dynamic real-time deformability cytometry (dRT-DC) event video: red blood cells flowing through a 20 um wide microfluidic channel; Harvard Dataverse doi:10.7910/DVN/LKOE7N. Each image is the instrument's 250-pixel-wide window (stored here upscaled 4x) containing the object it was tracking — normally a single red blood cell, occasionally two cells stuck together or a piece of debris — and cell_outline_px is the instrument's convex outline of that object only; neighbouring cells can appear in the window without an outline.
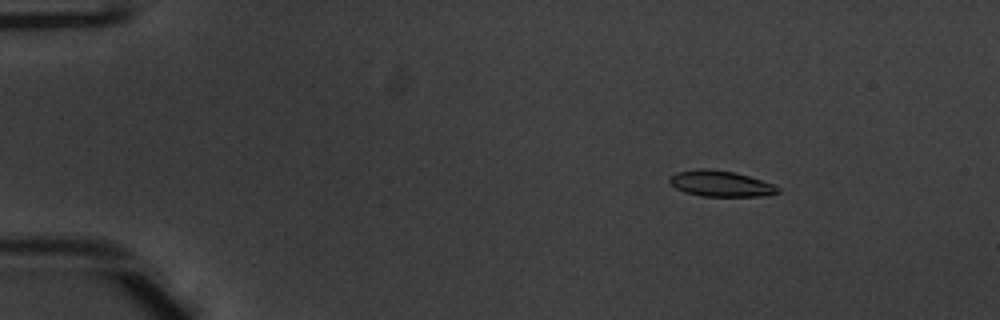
{"species": "common noctule bat (a hibernating species)", "species_latin": "Nyctalus noctula", "temperature_condition": "warm", "stored_images_in_passage": 46, "camera_frame_rate_fps": 3000, "um_per_image_px": 0.085, "animal": {"sex": "male", "body_mass_g": 20.1, "forearm_length_mm": 53.5}, "frame": {"image": 1, "passage_image": 2, "time_ms": 0.333, "image_size_px": [1000, 320], "cell_outline_px": [[780, 192], [772, 196], [700, 196], [684, 192], [676, 188], [668, 180], [676, 172], [696, 168], [708, 168], [736, 172], [776, 184], [780, 188]], "centroid_in_image_um": [61.32, 15.61], "position_along_channel_um": 23.7, "area_um2": 16.7}}
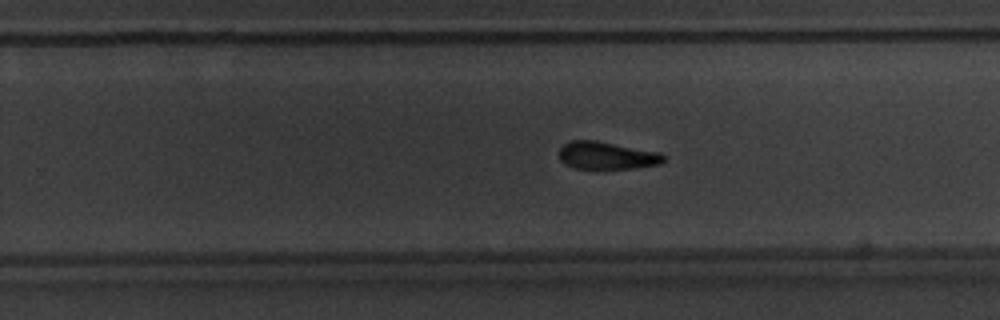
{"frame": {"image": 2, "passage_image": 28, "time_ms": 9.0, "image_size_px": [1000, 320], "cell_outline_px": [[664, 160], [660, 164], [632, 168], [576, 168], [564, 164], [560, 160], [560, 148], [568, 140], [596, 140], [660, 152], [664, 156]], "centroid_in_image_um": [51.56, 13.2], "position_along_channel_um": 278.2, "area_um2": 16.7}}
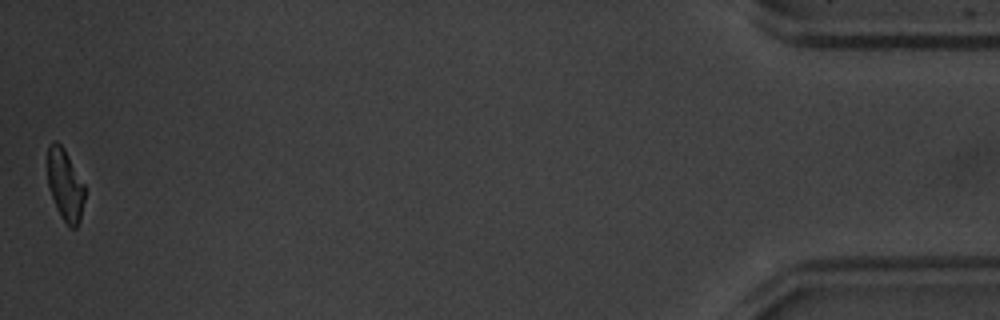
{"frame": {"image": 3, "passage_image": 46, "time_ms": 15.0, "image_size_px": [1000, 320], "cell_outline_px": [[84, 200], [80, 220], [76, 228], [68, 228], [60, 216], [56, 208], [48, 184], [48, 144], [52, 140], [56, 140], [64, 148], [84, 184]], "centroid_in_image_um": [5.53, 15.73], "position_along_channel_um": 429.7, "area_um2": 15.55}, "authors_computed_cell_mechanics": {"area_um2": 17.1666, "velocity_mm_per_s": 3.9648, "shape_relaxation_time_tau1_ms": 3.4495, "shape_relaxation_time_tau2_ms": 4.7475, "deformation_change_tau1": 0.1361, "deformation_change_tau2": 0.1281}}